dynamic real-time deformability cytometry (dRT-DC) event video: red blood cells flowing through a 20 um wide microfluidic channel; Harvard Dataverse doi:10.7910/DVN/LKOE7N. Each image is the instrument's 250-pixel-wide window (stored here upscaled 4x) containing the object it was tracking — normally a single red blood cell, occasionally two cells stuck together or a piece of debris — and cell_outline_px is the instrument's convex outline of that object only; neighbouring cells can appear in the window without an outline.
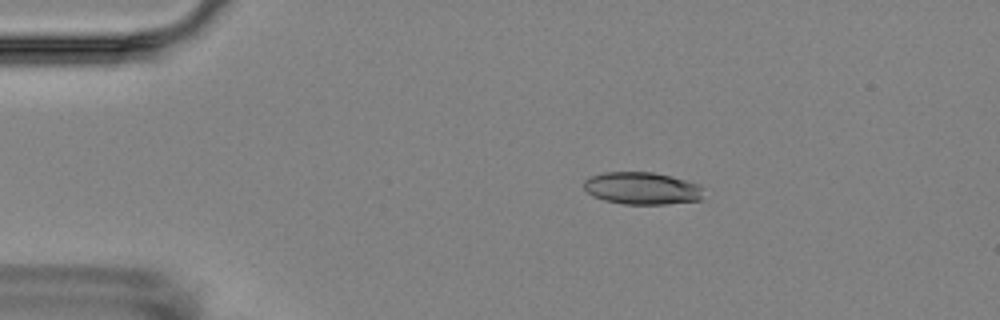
{"species": "Egyptian fruit bat (a non-hibernating species)", "species_latin": "Rousettus aegyptiacus", "temperature_condition": "room temperature", "stored_images_in_passage": 5, "camera_frame_rate_fps": 3000, "um_per_image_px": 0.085, "animal": {"sex": "female"}, "frame": {"image": 1, "passage_image": 3, "time_ms": 2.0, "image_size_px": [1000, 320], "cell_outline_px": [[704, 188], [700, 200], [664, 204], [624, 204], [604, 200], [592, 196], [584, 188], [584, 180], [592, 176], [604, 172], [652, 172], [684, 180], [696, 184]], "centroid_in_image_um": [54.54, 16.01], "position_along_channel_um": 30.5, "area_um2": 22.31}}
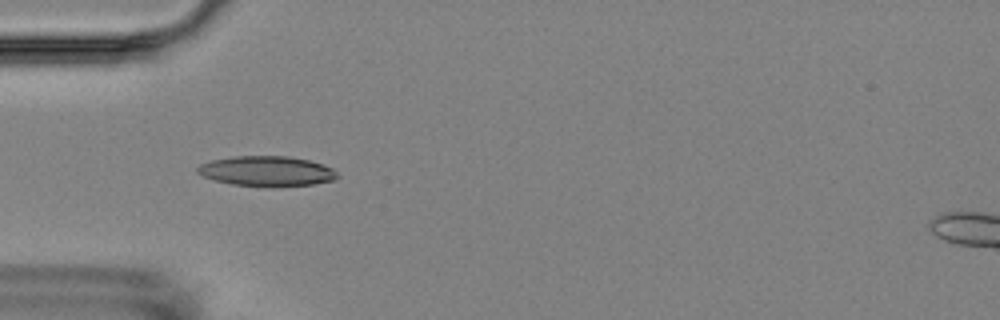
{"frame": {"image": 2, "passage_image": 5, "time_ms": 4.333, "image_size_px": [1000, 320], "cell_outline_px": [[336, 180], [312, 184], [272, 188], [232, 184], [216, 180], [204, 176], [196, 172], [196, 168], [200, 164], [212, 160], [236, 156], [288, 156], [308, 160], [332, 168], [336, 172]], "centroid_in_image_um": [22.66, 14.56], "position_along_channel_um": 62.3, "area_um2": 24.57}}